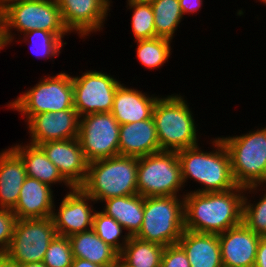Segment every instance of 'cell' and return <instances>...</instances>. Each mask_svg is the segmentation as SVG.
<instances>
[{"mask_svg":"<svg viewBox=\"0 0 266 267\" xmlns=\"http://www.w3.org/2000/svg\"><path fill=\"white\" fill-rule=\"evenodd\" d=\"M183 193L185 230L219 235L242 223L244 187L225 192Z\"/></svg>","mask_w":266,"mask_h":267,"instance_id":"cell-1","label":"cell"},{"mask_svg":"<svg viewBox=\"0 0 266 267\" xmlns=\"http://www.w3.org/2000/svg\"><path fill=\"white\" fill-rule=\"evenodd\" d=\"M213 140V141H212ZM211 140L212 151H202L199 145L177 151L181 164L182 180L198 182L201 189L189 192H225L237 185L231 172L230 156L220 137ZM215 148V149H214Z\"/></svg>","mask_w":266,"mask_h":267,"instance_id":"cell-2","label":"cell"},{"mask_svg":"<svg viewBox=\"0 0 266 267\" xmlns=\"http://www.w3.org/2000/svg\"><path fill=\"white\" fill-rule=\"evenodd\" d=\"M189 103L178 94L161 96L152 117L161 151H179L199 145L198 130Z\"/></svg>","mask_w":266,"mask_h":267,"instance_id":"cell-3","label":"cell"},{"mask_svg":"<svg viewBox=\"0 0 266 267\" xmlns=\"http://www.w3.org/2000/svg\"><path fill=\"white\" fill-rule=\"evenodd\" d=\"M138 158L117 155L89 162L87 177L81 188L95 202L112 197L138 194Z\"/></svg>","mask_w":266,"mask_h":267,"instance_id":"cell-4","label":"cell"},{"mask_svg":"<svg viewBox=\"0 0 266 267\" xmlns=\"http://www.w3.org/2000/svg\"><path fill=\"white\" fill-rule=\"evenodd\" d=\"M249 132V133H248ZM242 135L220 137L231 164L237 186L266 185V126Z\"/></svg>","mask_w":266,"mask_h":267,"instance_id":"cell-5","label":"cell"},{"mask_svg":"<svg viewBox=\"0 0 266 267\" xmlns=\"http://www.w3.org/2000/svg\"><path fill=\"white\" fill-rule=\"evenodd\" d=\"M184 230L183 196L144 197V216L137 238L166 247L177 244Z\"/></svg>","mask_w":266,"mask_h":267,"instance_id":"cell-6","label":"cell"},{"mask_svg":"<svg viewBox=\"0 0 266 267\" xmlns=\"http://www.w3.org/2000/svg\"><path fill=\"white\" fill-rule=\"evenodd\" d=\"M0 4L4 9V37L7 45L16 39L14 29L20 34L31 30L48 31L55 33L62 40L69 33L63 24L56 0Z\"/></svg>","mask_w":266,"mask_h":267,"instance_id":"cell-7","label":"cell"},{"mask_svg":"<svg viewBox=\"0 0 266 267\" xmlns=\"http://www.w3.org/2000/svg\"><path fill=\"white\" fill-rule=\"evenodd\" d=\"M7 107L16 110L27 122L36 114L57 112L74 108L72 76L66 72L48 75L22 92Z\"/></svg>","mask_w":266,"mask_h":267,"instance_id":"cell-8","label":"cell"},{"mask_svg":"<svg viewBox=\"0 0 266 267\" xmlns=\"http://www.w3.org/2000/svg\"><path fill=\"white\" fill-rule=\"evenodd\" d=\"M137 189L142 197L184 196L181 164L176 151L138 158Z\"/></svg>","mask_w":266,"mask_h":267,"instance_id":"cell-9","label":"cell"},{"mask_svg":"<svg viewBox=\"0 0 266 267\" xmlns=\"http://www.w3.org/2000/svg\"><path fill=\"white\" fill-rule=\"evenodd\" d=\"M56 235L52 217L17 219L4 256L17 265L43 262L46 250Z\"/></svg>","mask_w":266,"mask_h":267,"instance_id":"cell-10","label":"cell"},{"mask_svg":"<svg viewBox=\"0 0 266 267\" xmlns=\"http://www.w3.org/2000/svg\"><path fill=\"white\" fill-rule=\"evenodd\" d=\"M120 124L109 113L80 117L78 140L88 162L119 155Z\"/></svg>","mask_w":266,"mask_h":267,"instance_id":"cell-11","label":"cell"},{"mask_svg":"<svg viewBox=\"0 0 266 267\" xmlns=\"http://www.w3.org/2000/svg\"><path fill=\"white\" fill-rule=\"evenodd\" d=\"M74 108L80 117L92 113H109L121 81L112 75L88 70L80 76L72 75Z\"/></svg>","mask_w":266,"mask_h":267,"instance_id":"cell-12","label":"cell"},{"mask_svg":"<svg viewBox=\"0 0 266 267\" xmlns=\"http://www.w3.org/2000/svg\"><path fill=\"white\" fill-rule=\"evenodd\" d=\"M92 202L96 203L81 187H73L62 198L59 209L54 204L52 219L57 235L70 237L91 230L96 212Z\"/></svg>","mask_w":266,"mask_h":267,"instance_id":"cell-13","label":"cell"},{"mask_svg":"<svg viewBox=\"0 0 266 267\" xmlns=\"http://www.w3.org/2000/svg\"><path fill=\"white\" fill-rule=\"evenodd\" d=\"M60 8L63 24L69 34L79 37L102 31L110 12L112 0H56ZM92 32V33H91Z\"/></svg>","mask_w":266,"mask_h":267,"instance_id":"cell-14","label":"cell"},{"mask_svg":"<svg viewBox=\"0 0 266 267\" xmlns=\"http://www.w3.org/2000/svg\"><path fill=\"white\" fill-rule=\"evenodd\" d=\"M80 116L75 108L46 112L31 117L26 125L30 144L78 138Z\"/></svg>","mask_w":266,"mask_h":267,"instance_id":"cell-15","label":"cell"},{"mask_svg":"<svg viewBox=\"0 0 266 267\" xmlns=\"http://www.w3.org/2000/svg\"><path fill=\"white\" fill-rule=\"evenodd\" d=\"M38 146L72 187H81L84 184L89 162L78 138L44 142Z\"/></svg>","mask_w":266,"mask_h":267,"instance_id":"cell-16","label":"cell"},{"mask_svg":"<svg viewBox=\"0 0 266 267\" xmlns=\"http://www.w3.org/2000/svg\"><path fill=\"white\" fill-rule=\"evenodd\" d=\"M218 238L223 267H254L261 236L240 223Z\"/></svg>","mask_w":266,"mask_h":267,"instance_id":"cell-17","label":"cell"},{"mask_svg":"<svg viewBox=\"0 0 266 267\" xmlns=\"http://www.w3.org/2000/svg\"><path fill=\"white\" fill-rule=\"evenodd\" d=\"M160 96H151L121 83L114 95L111 114L120 125L139 122L152 117L153 108Z\"/></svg>","mask_w":266,"mask_h":267,"instance_id":"cell-18","label":"cell"},{"mask_svg":"<svg viewBox=\"0 0 266 267\" xmlns=\"http://www.w3.org/2000/svg\"><path fill=\"white\" fill-rule=\"evenodd\" d=\"M53 193L49 185L27 176L12 211L17 219L52 217L55 203Z\"/></svg>","mask_w":266,"mask_h":267,"instance_id":"cell-19","label":"cell"},{"mask_svg":"<svg viewBox=\"0 0 266 267\" xmlns=\"http://www.w3.org/2000/svg\"><path fill=\"white\" fill-rule=\"evenodd\" d=\"M160 151L153 117L120 125L119 155L139 158Z\"/></svg>","mask_w":266,"mask_h":267,"instance_id":"cell-20","label":"cell"},{"mask_svg":"<svg viewBox=\"0 0 266 267\" xmlns=\"http://www.w3.org/2000/svg\"><path fill=\"white\" fill-rule=\"evenodd\" d=\"M26 167L21 157L10 147L0 152V208L13 210L24 183Z\"/></svg>","mask_w":266,"mask_h":267,"instance_id":"cell-21","label":"cell"},{"mask_svg":"<svg viewBox=\"0 0 266 267\" xmlns=\"http://www.w3.org/2000/svg\"><path fill=\"white\" fill-rule=\"evenodd\" d=\"M178 244L190 267H223L218 235L184 230Z\"/></svg>","mask_w":266,"mask_h":267,"instance_id":"cell-22","label":"cell"},{"mask_svg":"<svg viewBox=\"0 0 266 267\" xmlns=\"http://www.w3.org/2000/svg\"><path fill=\"white\" fill-rule=\"evenodd\" d=\"M23 160L26 167V175L37 179L52 187L63 182L71 190L73 187L62 177L58 168L49 160L44 151L36 145L14 144L10 146Z\"/></svg>","mask_w":266,"mask_h":267,"instance_id":"cell-23","label":"cell"},{"mask_svg":"<svg viewBox=\"0 0 266 267\" xmlns=\"http://www.w3.org/2000/svg\"><path fill=\"white\" fill-rule=\"evenodd\" d=\"M102 212L114 218L126 230V234L136 236L141 228L144 216V197L139 194L112 197L102 201Z\"/></svg>","mask_w":266,"mask_h":267,"instance_id":"cell-24","label":"cell"},{"mask_svg":"<svg viewBox=\"0 0 266 267\" xmlns=\"http://www.w3.org/2000/svg\"><path fill=\"white\" fill-rule=\"evenodd\" d=\"M68 238L74 258L86 259L104 267H112L119 260V253L99 238L92 229Z\"/></svg>","mask_w":266,"mask_h":267,"instance_id":"cell-25","label":"cell"},{"mask_svg":"<svg viewBox=\"0 0 266 267\" xmlns=\"http://www.w3.org/2000/svg\"><path fill=\"white\" fill-rule=\"evenodd\" d=\"M163 250L160 244L131 236L119 253V260L127 267H160Z\"/></svg>","mask_w":266,"mask_h":267,"instance_id":"cell-26","label":"cell"},{"mask_svg":"<svg viewBox=\"0 0 266 267\" xmlns=\"http://www.w3.org/2000/svg\"><path fill=\"white\" fill-rule=\"evenodd\" d=\"M150 4L153 8L156 36L173 40V34L184 20L179 0H152Z\"/></svg>","mask_w":266,"mask_h":267,"instance_id":"cell-27","label":"cell"},{"mask_svg":"<svg viewBox=\"0 0 266 267\" xmlns=\"http://www.w3.org/2000/svg\"><path fill=\"white\" fill-rule=\"evenodd\" d=\"M134 42L137 43V58L147 69H159L172 55L170 39L156 37Z\"/></svg>","mask_w":266,"mask_h":267,"instance_id":"cell-28","label":"cell"},{"mask_svg":"<svg viewBox=\"0 0 266 267\" xmlns=\"http://www.w3.org/2000/svg\"><path fill=\"white\" fill-rule=\"evenodd\" d=\"M265 191L264 194L260 196L259 201H253L251 203L248 194L258 193V190ZM264 189V190H263ZM248 191V192H247ZM247 193V195H246ZM246 195V196H245ZM249 200H248V198ZM242 223L256 233L259 236H266V189L265 186H250L245 188L244 200H243V215Z\"/></svg>","mask_w":266,"mask_h":267,"instance_id":"cell-29","label":"cell"},{"mask_svg":"<svg viewBox=\"0 0 266 267\" xmlns=\"http://www.w3.org/2000/svg\"><path fill=\"white\" fill-rule=\"evenodd\" d=\"M127 8L132 10L131 26L135 41L156 38L153 8L148 1L127 0Z\"/></svg>","mask_w":266,"mask_h":267,"instance_id":"cell-30","label":"cell"},{"mask_svg":"<svg viewBox=\"0 0 266 267\" xmlns=\"http://www.w3.org/2000/svg\"><path fill=\"white\" fill-rule=\"evenodd\" d=\"M92 230L118 253L122 251L130 237L126 233L122 235L124 228L114 218L102 211L95 212Z\"/></svg>","mask_w":266,"mask_h":267,"instance_id":"cell-31","label":"cell"},{"mask_svg":"<svg viewBox=\"0 0 266 267\" xmlns=\"http://www.w3.org/2000/svg\"><path fill=\"white\" fill-rule=\"evenodd\" d=\"M23 35V41L29 42L31 51L36 57H42L41 59L48 60L50 58L59 57L61 49L67 43L64 42L55 33H51L43 30H31ZM29 39V40H28Z\"/></svg>","mask_w":266,"mask_h":267,"instance_id":"cell-32","label":"cell"},{"mask_svg":"<svg viewBox=\"0 0 266 267\" xmlns=\"http://www.w3.org/2000/svg\"><path fill=\"white\" fill-rule=\"evenodd\" d=\"M73 259L69 238L56 235L46 250L43 263L46 267H71Z\"/></svg>","mask_w":266,"mask_h":267,"instance_id":"cell-33","label":"cell"},{"mask_svg":"<svg viewBox=\"0 0 266 267\" xmlns=\"http://www.w3.org/2000/svg\"><path fill=\"white\" fill-rule=\"evenodd\" d=\"M17 217L11 209L0 208V255H4L14 234Z\"/></svg>","mask_w":266,"mask_h":267,"instance_id":"cell-34","label":"cell"},{"mask_svg":"<svg viewBox=\"0 0 266 267\" xmlns=\"http://www.w3.org/2000/svg\"><path fill=\"white\" fill-rule=\"evenodd\" d=\"M160 267H190L183 248L177 243L164 247Z\"/></svg>","mask_w":266,"mask_h":267,"instance_id":"cell-35","label":"cell"},{"mask_svg":"<svg viewBox=\"0 0 266 267\" xmlns=\"http://www.w3.org/2000/svg\"><path fill=\"white\" fill-rule=\"evenodd\" d=\"M202 0H179V5L183 16L186 14H194L198 10H201V6H203Z\"/></svg>","mask_w":266,"mask_h":267,"instance_id":"cell-36","label":"cell"},{"mask_svg":"<svg viewBox=\"0 0 266 267\" xmlns=\"http://www.w3.org/2000/svg\"><path fill=\"white\" fill-rule=\"evenodd\" d=\"M254 267H266V236H261Z\"/></svg>","mask_w":266,"mask_h":267,"instance_id":"cell-37","label":"cell"},{"mask_svg":"<svg viewBox=\"0 0 266 267\" xmlns=\"http://www.w3.org/2000/svg\"><path fill=\"white\" fill-rule=\"evenodd\" d=\"M7 47L4 37V9L0 4V50Z\"/></svg>","mask_w":266,"mask_h":267,"instance_id":"cell-38","label":"cell"},{"mask_svg":"<svg viewBox=\"0 0 266 267\" xmlns=\"http://www.w3.org/2000/svg\"><path fill=\"white\" fill-rule=\"evenodd\" d=\"M71 267H104L94 264L86 259L74 258Z\"/></svg>","mask_w":266,"mask_h":267,"instance_id":"cell-39","label":"cell"},{"mask_svg":"<svg viewBox=\"0 0 266 267\" xmlns=\"http://www.w3.org/2000/svg\"><path fill=\"white\" fill-rule=\"evenodd\" d=\"M0 267H18V265L8 260L4 255H0Z\"/></svg>","mask_w":266,"mask_h":267,"instance_id":"cell-40","label":"cell"},{"mask_svg":"<svg viewBox=\"0 0 266 267\" xmlns=\"http://www.w3.org/2000/svg\"><path fill=\"white\" fill-rule=\"evenodd\" d=\"M18 267H46L43 262H33L27 264L18 265Z\"/></svg>","mask_w":266,"mask_h":267,"instance_id":"cell-41","label":"cell"},{"mask_svg":"<svg viewBox=\"0 0 266 267\" xmlns=\"http://www.w3.org/2000/svg\"><path fill=\"white\" fill-rule=\"evenodd\" d=\"M26 1H42V0H0V3H15V2H26Z\"/></svg>","mask_w":266,"mask_h":267,"instance_id":"cell-42","label":"cell"},{"mask_svg":"<svg viewBox=\"0 0 266 267\" xmlns=\"http://www.w3.org/2000/svg\"><path fill=\"white\" fill-rule=\"evenodd\" d=\"M112 267H127V266L123 264L120 260H118Z\"/></svg>","mask_w":266,"mask_h":267,"instance_id":"cell-43","label":"cell"},{"mask_svg":"<svg viewBox=\"0 0 266 267\" xmlns=\"http://www.w3.org/2000/svg\"><path fill=\"white\" fill-rule=\"evenodd\" d=\"M260 1V3H264L266 5V0H258V2Z\"/></svg>","mask_w":266,"mask_h":267,"instance_id":"cell-44","label":"cell"}]
</instances>
